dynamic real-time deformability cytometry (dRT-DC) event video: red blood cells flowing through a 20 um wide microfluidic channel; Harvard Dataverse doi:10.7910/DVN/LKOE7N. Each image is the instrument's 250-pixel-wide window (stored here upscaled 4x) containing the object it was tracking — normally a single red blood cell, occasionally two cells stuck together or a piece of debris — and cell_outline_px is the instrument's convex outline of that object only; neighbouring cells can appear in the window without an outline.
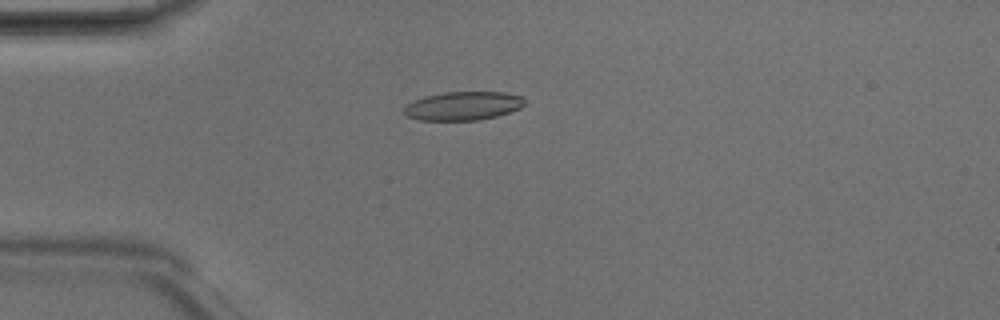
{"species": "Egyptian fruit bat (a non-hibernating species)", "species_latin": "Rousettus aegyptiacus", "temperature_condition": "room temperature", "stored_images_in_passage": 5, "camera_frame_rate_fps": 3000, "um_per_image_px": 0.085, "animal": {"sex": "male"}, "frame": {"image": 1, "passage_image": 4, "time_ms": 1.0, "image_size_px": [1000, 320], "cell_outline_px": [[524, 104], [520, 108], [496, 116], [476, 120], [420, 120], [408, 116], [404, 112], [404, 108], [408, 104], [424, 96], [444, 92], [504, 92], [520, 96], [524, 100]], "centroid_in_image_um": [39.36, 8.99], "position_along_channel_um": 45.6, "area_um2": 19.83}}